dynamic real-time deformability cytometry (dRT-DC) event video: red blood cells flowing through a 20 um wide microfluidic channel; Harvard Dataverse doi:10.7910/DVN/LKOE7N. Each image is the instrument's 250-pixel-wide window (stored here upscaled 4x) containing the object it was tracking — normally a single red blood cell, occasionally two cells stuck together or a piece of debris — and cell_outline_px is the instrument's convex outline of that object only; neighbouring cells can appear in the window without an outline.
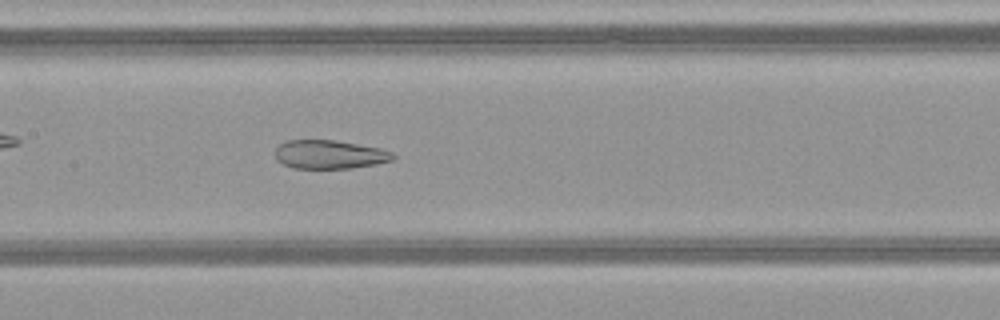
{"species": "common noctule bat (a hibernating species)", "species_latin": "Nyctalus noctula", "temperature_condition": "warm", "stored_images_in_passage": 46, "camera_frame_rate_fps": 3000, "um_per_image_px": 0.085, "animal": {"sex": "female", "body_mass_g": 21.9}, "frame": {"image": 1, "passage_image": 20, "time_ms": 6.333, "image_size_px": [1000, 320], "cell_outline_px": [[396, 156], [392, 160], [376, 164], [352, 168], [292, 168], [276, 160], [276, 148], [284, 140], [336, 140], [380, 148], [392, 152]], "centroid_in_image_um": [28.01, 13.12], "position_along_channel_um": 179.4, "area_um2": 19.71}}